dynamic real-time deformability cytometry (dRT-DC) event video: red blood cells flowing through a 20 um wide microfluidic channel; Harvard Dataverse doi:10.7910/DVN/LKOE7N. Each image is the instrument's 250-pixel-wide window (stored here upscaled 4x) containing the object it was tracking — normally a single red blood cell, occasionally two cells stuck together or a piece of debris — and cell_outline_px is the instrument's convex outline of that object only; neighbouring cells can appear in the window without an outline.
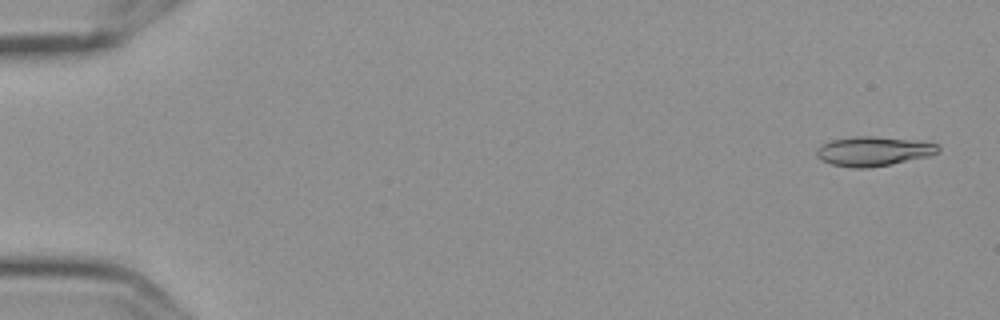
{"species": "Egyptian fruit bat (a non-hibernating species)", "species_latin": "Rousettus aegyptiacus", "temperature_condition": "cold", "stored_images_in_passage": 5, "camera_frame_rate_fps": 3000, "um_per_image_px": 0.085, "frame": {"image": 1, "passage_image": 1, "time_ms": 0.0, "image_size_px": [1000, 320], "cell_outline_px": [[940, 152], [928, 156], [892, 164], [868, 168], [852, 168], [832, 164], [816, 156], [816, 152], [824, 144], [832, 140], [856, 136], [876, 136], [908, 140], [936, 144], [940, 148]], "centroid_in_image_um": [74.25, 12.86], "position_along_channel_um": 10.7, "area_um2": 20.46}}
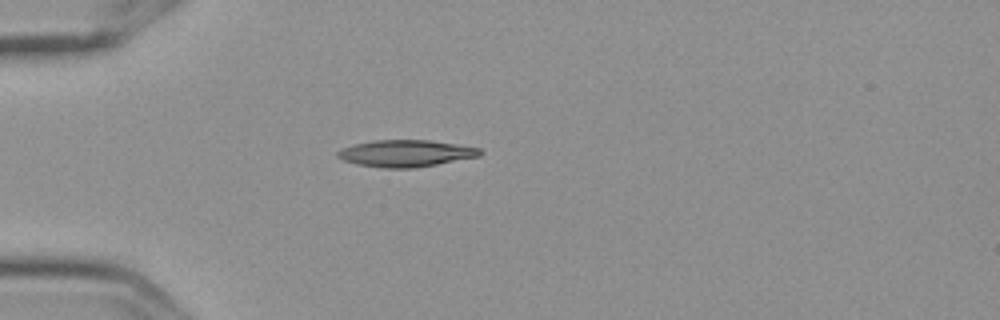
{"frame": {"image": 2, "passage_image": 5, "time_ms": 1.333, "image_size_px": [1000, 320], "cell_outline_px": [[484, 152], [480, 156], [416, 168], [384, 168], [356, 164], [344, 160], [336, 156], [336, 152], [340, 148], [372, 140], [432, 140], [480, 148]], "centroid_in_image_um": [34.49, 13.03], "position_along_channel_um": 50.5, "area_um2": 22.37}}